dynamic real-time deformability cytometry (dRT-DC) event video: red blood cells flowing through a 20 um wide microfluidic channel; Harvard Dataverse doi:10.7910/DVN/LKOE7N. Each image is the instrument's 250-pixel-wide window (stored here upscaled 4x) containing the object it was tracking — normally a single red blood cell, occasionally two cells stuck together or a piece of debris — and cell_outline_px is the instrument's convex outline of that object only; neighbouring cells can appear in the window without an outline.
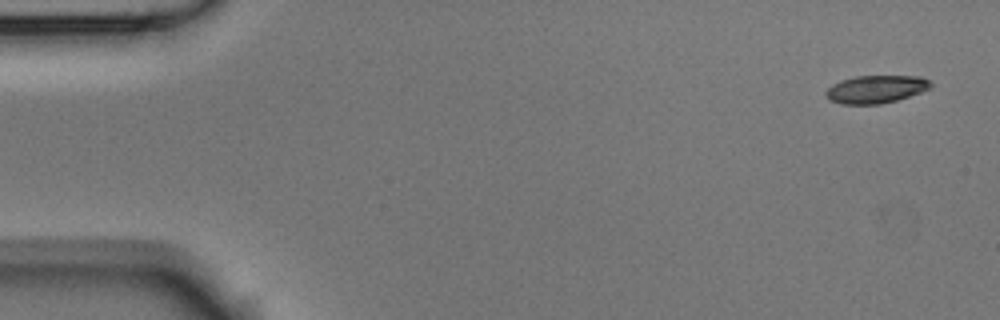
{"species": "Egyptian fruit bat (a non-hibernating species)", "species_latin": "Rousettus aegyptiacus", "temperature_condition": "room temperature", "stored_images_in_passage": 4, "camera_frame_rate_fps": 3000, "um_per_image_px": 0.085, "animal": {"sex": "male"}, "frame": {"image": 1, "passage_image": 1, "time_ms": 0.0, "image_size_px": [1000, 320], "cell_outline_px": [[932, 88], [896, 100], [880, 104], [840, 104], [828, 100], [824, 96], [824, 92], [832, 84], [840, 80], [856, 76], [920, 76], [928, 80], [932, 84]], "centroid_in_image_um": [74.4, 7.58], "position_along_channel_um": 10.6, "area_um2": 17.11}}
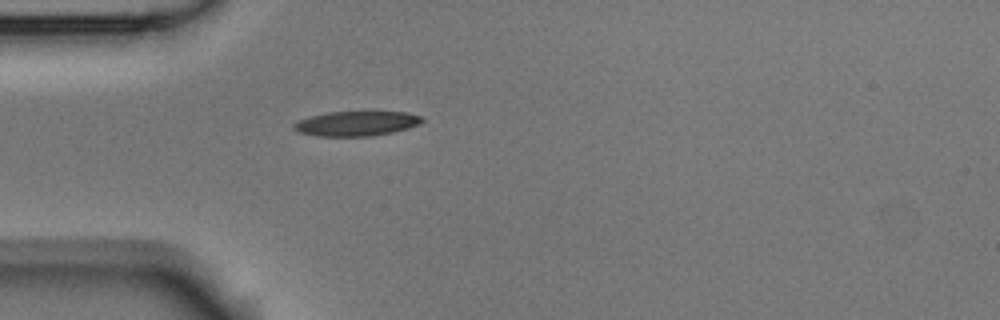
{"frame": {"image": 2, "passage_image": 4, "time_ms": 1.0, "image_size_px": [1000, 320], "cell_outline_px": [[424, 120], [420, 124], [408, 128], [392, 132], [372, 136], [316, 136], [300, 132], [292, 128], [292, 124], [296, 120], [328, 112], [404, 112], [420, 116]], "centroid_in_image_um": [30.26, 10.5], "position_along_channel_um": 54.7, "area_um2": 18.44}}